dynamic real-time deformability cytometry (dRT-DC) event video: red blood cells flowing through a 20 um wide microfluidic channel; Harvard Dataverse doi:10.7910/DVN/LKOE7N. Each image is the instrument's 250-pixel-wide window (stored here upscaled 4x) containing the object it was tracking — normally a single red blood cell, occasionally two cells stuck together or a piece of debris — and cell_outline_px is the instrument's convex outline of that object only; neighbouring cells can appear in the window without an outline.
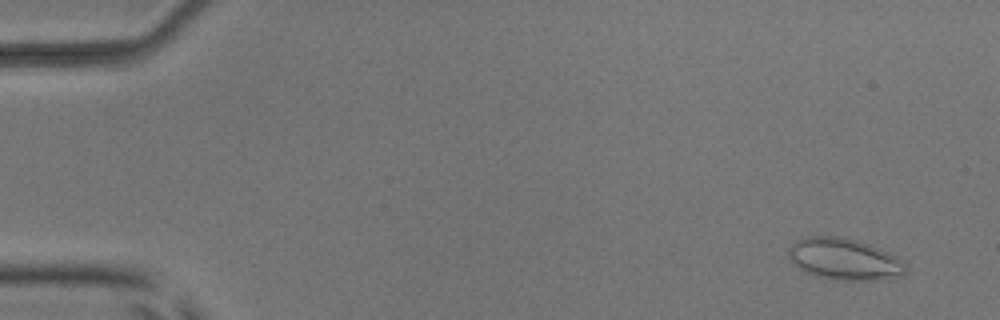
{"species": "common noctule bat (a hibernating species)", "species_latin": "Nyctalus noctula", "temperature_condition": "room temperature", "stored_images_in_passage": 8, "camera_frame_rate_fps": 3000, "um_per_image_px": 0.085, "animal": {"sex": "male", "body_mass_g": 17.9, "forearm_length_mm": 54.2}, "frame": {"image": 1, "passage_image": 2, "time_ms": 0.333, "image_size_px": [1000, 320], "cell_outline_px": [[904, 272], [876, 280], [832, 280], [804, 272], [788, 256], [788, 248], [796, 240], [808, 236], [840, 236], [860, 240], [880, 248], [888, 252], [904, 264]], "centroid_in_image_um": [71.68, 22.0], "position_along_channel_um": 13.3, "area_um2": 27.98}}
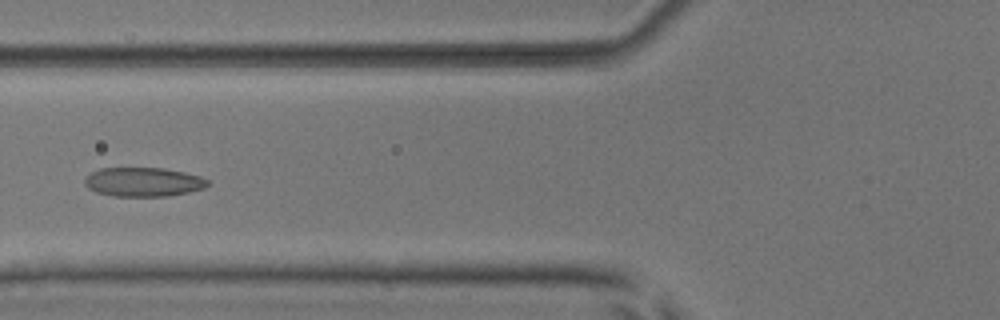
{"frame": {"image": 2, "passage_image": 7, "time_ms": 2.0, "image_size_px": [1000, 320], "cell_outline_px": [[212, 184], [204, 188], [188, 192], [168, 196], [112, 196], [96, 192], [88, 188], [84, 184], [84, 180], [92, 172], [100, 168], [164, 168], [184, 172], [200, 176], [208, 180]], "centroid_in_image_um": [12.2, 15.47], "position_along_channel_um": 113.6, "area_um2": 20.92}}
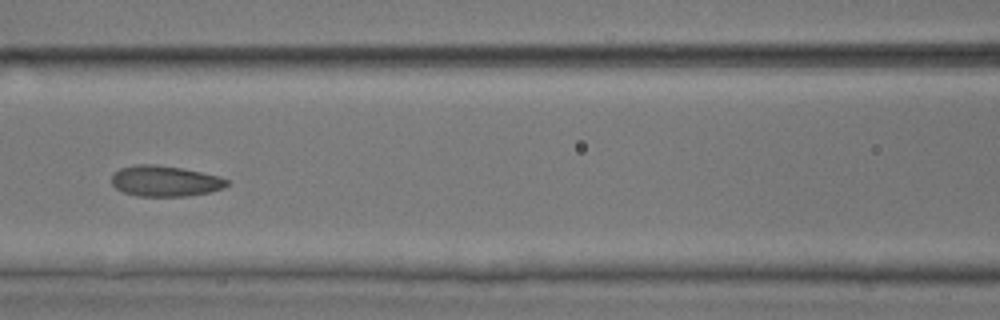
{"frame": {"image": 3, "passage_image": 8, "time_ms": 2.333, "image_size_px": [1000, 320], "cell_outline_px": [[228, 184], [224, 188], [208, 192], [188, 196], [136, 196], [124, 192], [116, 188], [112, 184], [112, 172], [120, 168], [136, 164], [156, 164], [180, 168], [220, 176], [228, 180]], "centroid_in_image_um": [14.0, 15.38], "position_along_channel_um": 152.6, "area_um2": 20.69}}